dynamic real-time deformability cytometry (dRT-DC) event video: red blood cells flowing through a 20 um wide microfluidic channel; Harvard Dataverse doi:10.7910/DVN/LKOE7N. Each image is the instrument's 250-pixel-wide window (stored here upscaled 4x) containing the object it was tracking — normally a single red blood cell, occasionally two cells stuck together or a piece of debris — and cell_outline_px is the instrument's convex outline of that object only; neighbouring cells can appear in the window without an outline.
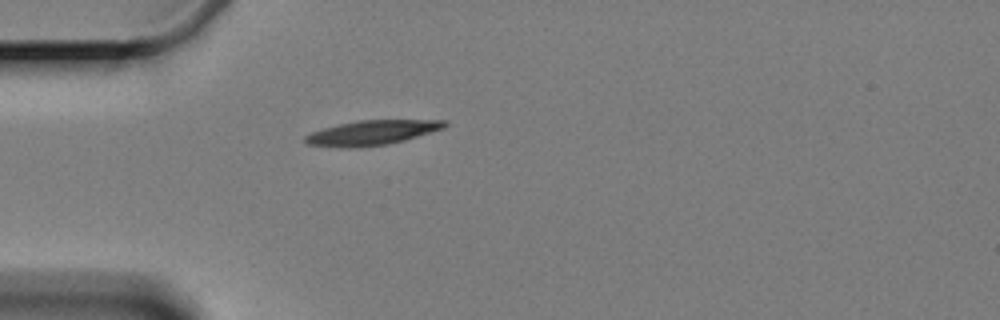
{"species": "Egyptian fruit bat (a non-hibernating species)", "species_latin": "Rousettus aegyptiacus", "temperature_condition": "cold", "stored_images_in_passage": 5, "camera_frame_rate_fps": 3000, "um_per_image_px": 0.085, "animal": {"sex": "female"}, "frame": {"image": 1, "passage_image": 5, "time_ms": 5.667, "image_size_px": [1000, 320], "cell_outline_px": [[448, 124], [444, 128], [404, 140], [388, 144], [360, 148], [348, 148], [308, 144], [304, 140], [304, 136], [312, 132], [324, 128], [340, 124], [360, 120], [448, 120]], "centroid_in_image_um": [31.63, 11.28], "position_along_channel_um": 53.4, "area_um2": 19.94}}